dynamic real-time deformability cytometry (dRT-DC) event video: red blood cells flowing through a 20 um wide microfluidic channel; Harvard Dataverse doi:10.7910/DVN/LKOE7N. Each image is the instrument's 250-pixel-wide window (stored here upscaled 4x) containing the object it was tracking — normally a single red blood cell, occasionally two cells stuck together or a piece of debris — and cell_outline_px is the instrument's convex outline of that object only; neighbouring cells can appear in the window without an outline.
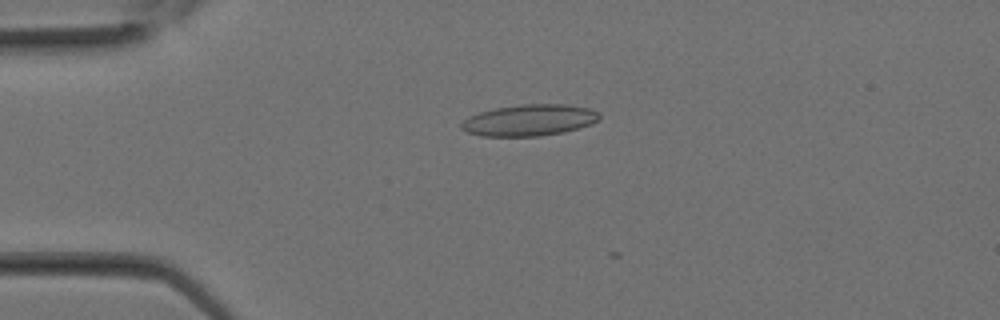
{"species": "Egyptian fruit bat (a non-hibernating species)", "species_latin": "Rousettus aegyptiacus", "temperature_condition": "room temperature", "stored_images_in_passage": 9, "camera_frame_rate_fps": 3000, "um_per_image_px": 0.085, "animal": {"sex": "female"}, "frame": {"image": 1, "passage_image": 7, "time_ms": 2.0, "image_size_px": [1000, 320], "cell_outline_px": [[600, 120], [592, 124], [564, 132], [540, 136], [480, 136], [468, 132], [460, 128], [460, 124], [468, 116], [480, 112], [496, 108], [520, 104], [564, 104], [592, 108], [600, 116]], "centroid_in_image_um": [45.0, 10.21], "position_along_channel_um": 40.0, "area_um2": 25.37}}